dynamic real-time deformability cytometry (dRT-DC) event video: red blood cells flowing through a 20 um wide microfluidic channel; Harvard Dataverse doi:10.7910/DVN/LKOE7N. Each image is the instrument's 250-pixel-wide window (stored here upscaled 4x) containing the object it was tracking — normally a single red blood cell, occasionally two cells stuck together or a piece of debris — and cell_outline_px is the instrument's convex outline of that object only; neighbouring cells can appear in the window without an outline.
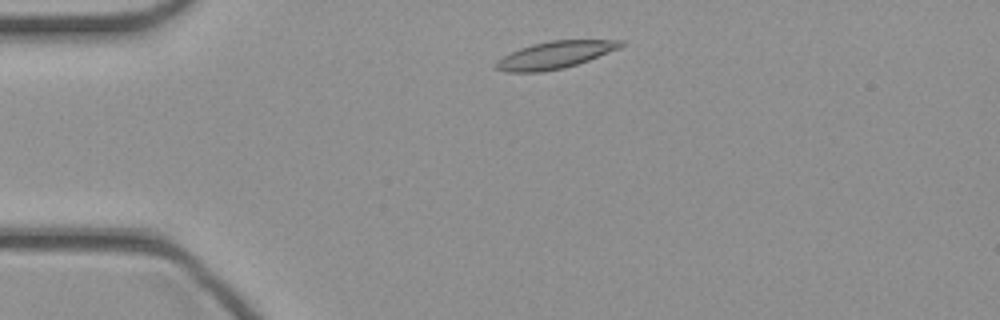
{"species": "common noctule bat (a hibernating species)", "species_latin": "Nyctalus noctula", "temperature_condition": "cold", "stored_images_in_passage": 37, "camera_frame_rate_fps": 3000, "um_per_image_px": 0.085, "animal": {"sex": "female", "body_mass_g": 21.9}, "frame": {"image": 1, "passage_image": 4, "time_ms": 1.0, "image_size_px": [1000, 320], "cell_outline_px": [[624, 44], [620, 48], [588, 60], [564, 68], [544, 72], [504, 72], [496, 68], [492, 64], [496, 60], [520, 48], [532, 44], [552, 40], [624, 40]], "centroid_in_image_um": [47.14, 4.68], "position_along_channel_um": 37.9, "area_um2": 19.77}}
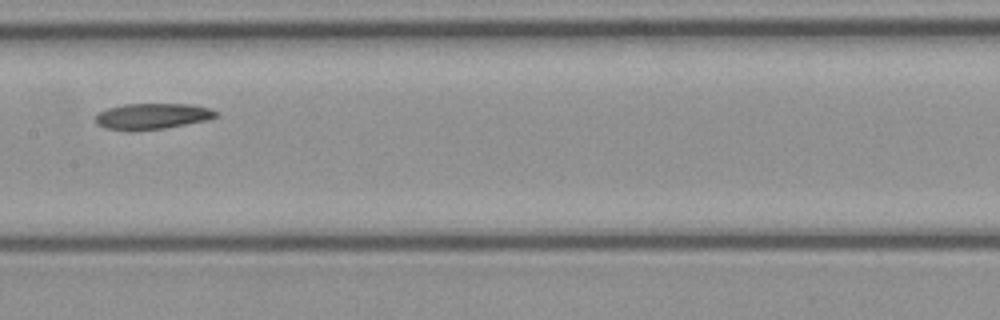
{"frame": {"image": 2, "passage_image": 17, "time_ms": 5.333, "image_size_px": [1000, 320], "cell_outline_px": [[220, 116], [208, 120], [164, 128], [128, 132], [104, 128], [96, 124], [96, 116], [100, 112], [108, 108], [124, 104], [188, 104], [208, 108], [216, 112]], "centroid_in_image_um": [12.91, 9.9], "position_along_channel_um": 194.5, "area_um2": 18.32}}
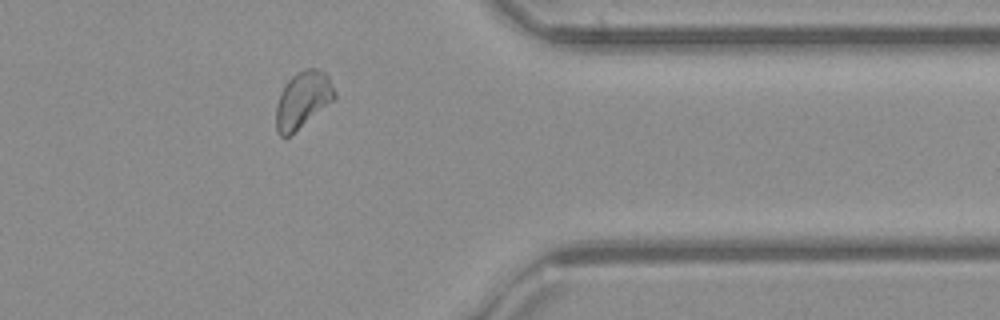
{"frame": {"image": 3, "passage_image": 31, "time_ms": 10.0, "image_size_px": [1000, 320], "cell_outline_px": [[336, 100], [288, 136], [280, 136], [276, 132], [276, 104], [280, 92], [288, 80], [292, 76], [304, 68], [316, 68], [324, 72], [328, 76], [336, 92]], "centroid_in_image_um": [25.75, 8.47], "position_along_channel_um": 385.7, "area_um2": 19.42}}